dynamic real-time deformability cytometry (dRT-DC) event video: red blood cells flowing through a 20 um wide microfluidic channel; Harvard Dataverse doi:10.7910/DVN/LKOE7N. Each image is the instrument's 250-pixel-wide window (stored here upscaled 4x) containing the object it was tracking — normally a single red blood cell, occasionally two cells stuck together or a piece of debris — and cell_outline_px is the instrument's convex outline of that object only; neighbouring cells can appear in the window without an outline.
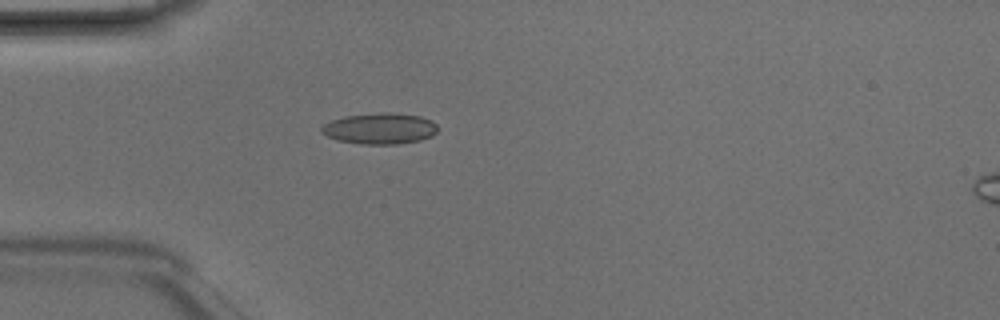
{"species": "Egyptian fruit bat (a non-hibernating species)", "species_latin": "Rousettus aegyptiacus", "temperature_condition": "room temperature", "stored_images_in_passage": 1, "camera_frame_rate_fps": 3000, "um_per_image_px": 0.085, "animal": {"sex": "male"}, "frame": {"image": 1, "passage_image": 1, "time_ms": 0.0, "image_size_px": [1000, 320], "cell_outline_px": [[440, 128], [432, 136], [420, 140], [396, 144], [360, 144], [336, 140], [320, 132], [320, 128], [324, 124], [332, 120], [344, 116], [384, 112], [388, 112], [420, 116], [432, 120]], "centroid_in_image_um": [32.3, 10.92], "position_along_channel_um": 52.7, "area_um2": 21.15}}